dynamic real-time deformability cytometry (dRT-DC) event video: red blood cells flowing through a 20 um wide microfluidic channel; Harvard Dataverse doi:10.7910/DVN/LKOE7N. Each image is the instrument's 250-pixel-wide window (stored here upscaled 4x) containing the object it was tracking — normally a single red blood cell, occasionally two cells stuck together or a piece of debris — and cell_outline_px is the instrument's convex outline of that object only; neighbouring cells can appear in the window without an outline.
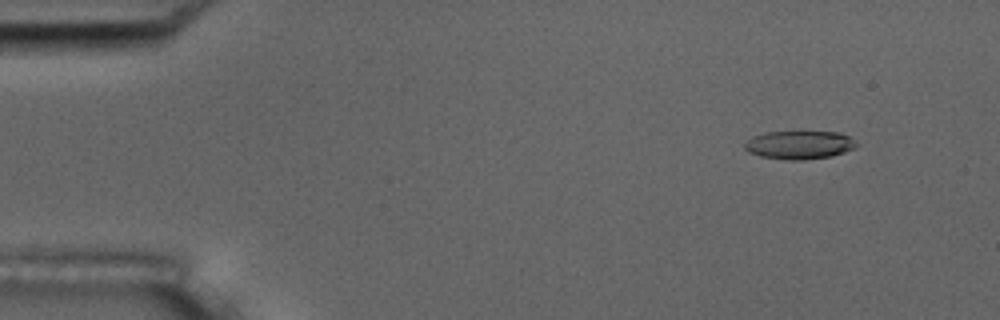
{"species": "common noctule bat (a hibernating species)", "species_latin": "Nyctalus noctula", "temperature_condition": "room temperature", "stored_images_in_passage": 5, "camera_frame_rate_fps": 3000, "um_per_image_px": 0.085, "animal": {"sex": "male", "body_mass_g": 17.5, "forearm_length_mm": 52.3}, "frame": {"image": 1, "passage_image": 2, "time_ms": 1.0, "image_size_px": [1000, 320], "cell_outline_px": [[860, 144], [856, 148], [832, 156], [804, 160], [788, 160], [760, 156], [748, 152], [744, 148], [744, 144], [752, 136], [764, 132], [840, 132], [848, 136]], "centroid_in_image_um": [67.96, 12.32], "position_along_channel_um": 17.0, "area_um2": 18.61}}
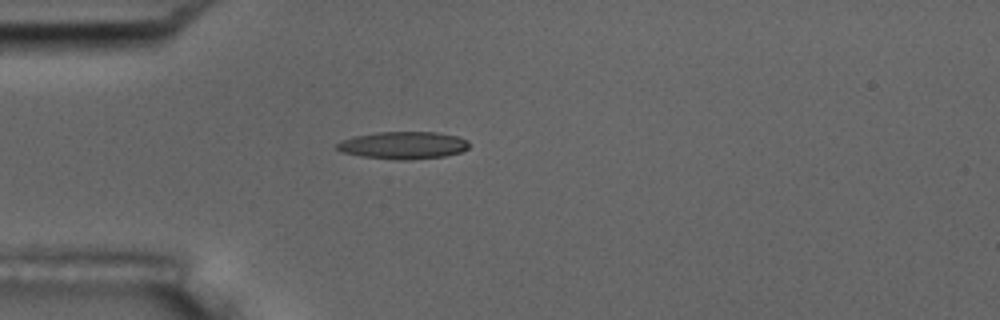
{"frame": {"image": 2, "passage_image": 4, "time_ms": 4.333, "image_size_px": [1000, 320], "cell_outline_px": [[468, 148], [460, 152], [444, 156], [412, 160], [396, 160], [360, 156], [340, 152], [332, 148], [340, 140], [352, 136], [376, 132], [436, 132], [460, 136], [468, 140]], "centroid_in_image_um": [34.21, 12.35], "position_along_channel_um": 50.8, "area_um2": 21.56}}